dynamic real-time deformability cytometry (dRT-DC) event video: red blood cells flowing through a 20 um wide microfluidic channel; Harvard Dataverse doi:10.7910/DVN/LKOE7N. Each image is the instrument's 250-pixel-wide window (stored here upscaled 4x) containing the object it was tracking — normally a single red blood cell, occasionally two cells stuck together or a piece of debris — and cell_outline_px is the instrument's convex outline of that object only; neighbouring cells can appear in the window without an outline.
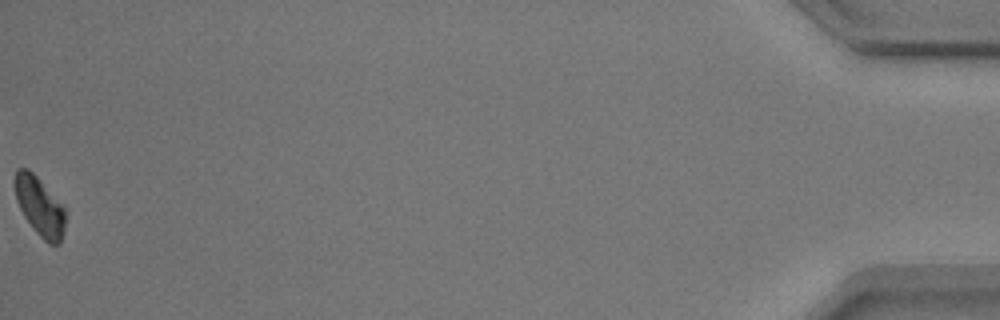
{"species": "common noctule bat (a hibernating species)", "species_latin": "Nyctalus noctula", "temperature_condition": "warm", "stored_images_in_passage": 44, "camera_frame_rate_fps": 3000, "um_per_image_px": 0.085, "animal": {"sex": "male", "body_mass_g": 17.9}, "frame": {"image": 1, "passage_image": 44, "time_ms": 14.333, "image_size_px": [1000, 320], "cell_outline_px": [[64, 232], [60, 244], [48, 244], [36, 232], [24, 216], [16, 200], [16, 168], [28, 168], [64, 204]], "centroid_in_image_um": [3.4, 17.56], "position_along_channel_um": 431.8, "area_um2": 17.17}, "authors_computed_cell_mechanics": {"area_um2": 18.785, "velocity_mm_per_s": 3.5001, "shape_relaxation_time_tau1_ms": 4.0778, "shape_relaxation_time_tau2_ms": null, "deformation_change_tau1": 0.1171, "deformation_change_tau2": null}}